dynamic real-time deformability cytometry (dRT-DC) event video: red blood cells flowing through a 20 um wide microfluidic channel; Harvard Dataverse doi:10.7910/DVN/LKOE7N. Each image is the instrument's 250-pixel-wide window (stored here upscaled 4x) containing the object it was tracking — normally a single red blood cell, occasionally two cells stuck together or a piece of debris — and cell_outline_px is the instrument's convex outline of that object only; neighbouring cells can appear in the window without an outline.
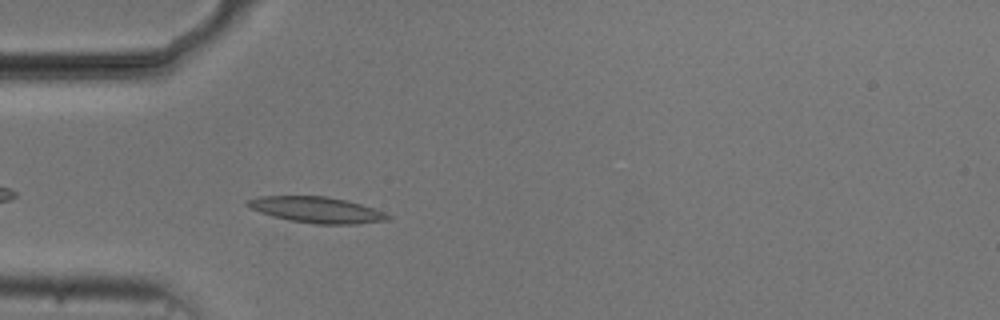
{"species": "common noctule bat (a hibernating species)", "species_latin": "Nyctalus noctula", "temperature_condition": "cold", "stored_images_in_passage": 42, "camera_frame_rate_fps": 3000, "um_per_image_px": 0.085, "animal": {"sex": "male", "body_mass_g": 20.5, "forearm_length_mm": 52.5}, "frame": {"image": 1, "passage_image": 4, "time_ms": 1.0, "image_size_px": [1000, 320], "cell_outline_px": [[392, 216], [388, 220], [356, 224], [316, 224], [288, 220], [272, 216], [260, 212], [244, 204], [248, 200], [260, 196], [328, 196], [348, 200], [384, 212]], "centroid_in_image_um": [26.93, 17.83], "position_along_channel_um": 58.1, "area_um2": 21.21}}
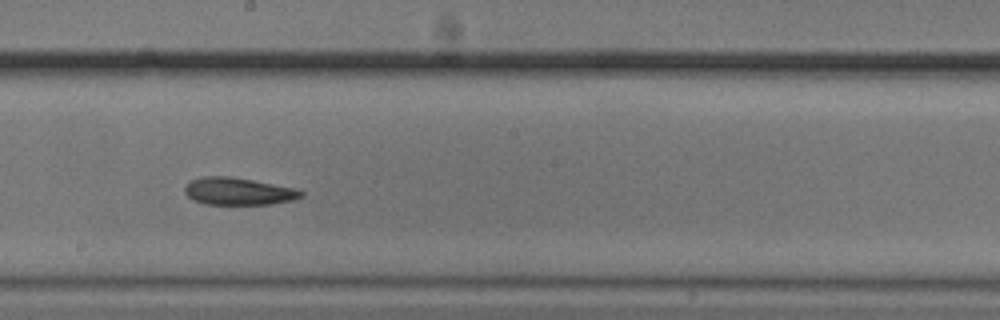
{"frame": {"image": 2, "passage_image": 18, "time_ms": 5.667, "image_size_px": [1000, 320], "cell_outline_px": [[304, 196], [292, 200], [272, 204], [204, 204], [192, 200], [184, 192], [184, 188], [192, 180], [204, 176], [228, 176], [252, 180], [296, 188], [304, 192]], "centroid_in_image_um": [20.27, 16.27], "position_along_channel_um": 227.9, "area_um2": 18.5}}
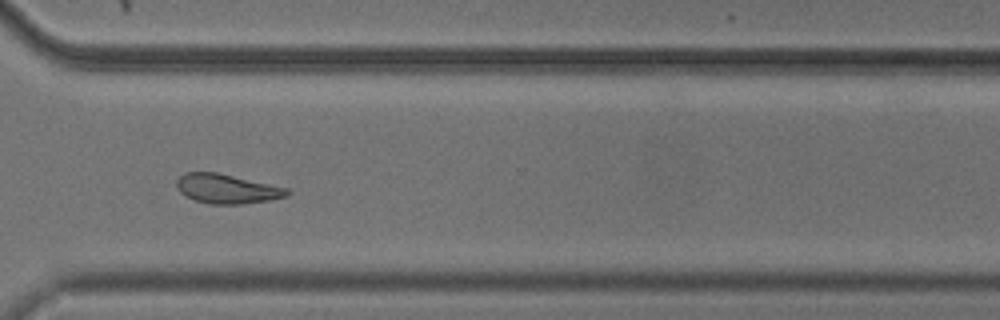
{"frame": {"image": 3, "passage_image": 28, "time_ms": 9.0, "image_size_px": [1000, 320], "cell_outline_px": [[292, 192], [288, 196], [272, 200], [240, 204], [208, 204], [196, 200], [180, 192], [176, 184], [176, 180], [184, 172], [216, 172], [288, 188]], "centroid_in_image_um": [19.32, 16.05], "position_along_channel_um": 351.3, "area_um2": 18.9}, "authors_computed_cell_mechanics": {"area_um2": 19.5364, "velocity_mm_per_s": 3.7125, "shape_relaxation_time_tau1_ms": 10.2011, "shape_relaxation_time_tau2_ms": null, "deformation_change_tau1": 0.2005, "deformation_change_tau2": null}}